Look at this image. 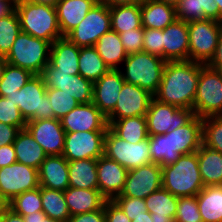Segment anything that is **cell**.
Instances as JSON below:
<instances>
[{
	"label": "cell",
	"mask_w": 222,
	"mask_h": 222,
	"mask_svg": "<svg viewBox=\"0 0 222 222\" xmlns=\"http://www.w3.org/2000/svg\"><path fill=\"white\" fill-rule=\"evenodd\" d=\"M203 65L190 60L167 61L153 98L178 108L193 110L200 69Z\"/></svg>",
	"instance_id": "obj_1"
},
{
	"label": "cell",
	"mask_w": 222,
	"mask_h": 222,
	"mask_svg": "<svg viewBox=\"0 0 222 222\" xmlns=\"http://www.w3.org/2000/svg\"><path fill=\"white\" fill-rule=\"evenodd\" d=\"M161 170L162 188L176 197L196 196L205 187L198 166V151L181 155Z\"/></svg>",
	"instance_id": "obj_2"
},
{
	"label": "cell",
	"mask_w": 222,
	"mask_h": 222,
	"mask_svg": "<svg viewBox=\"0 0 222 222\" xmlns=\"http://www.w3.org/2000/svg\"><path fill=\"white\" fill-rule=\"evenodd\" d=\"M15 11L22 32L44 39L51 44L63 37L55 7L27 1H16Z\"/></svg>",
	"instance_id": "obj_3"
},
{
	"label": "cell",
	"mask_w": 222,
	"mask_h": 222,
	"mask_svg": "<svg viewBox=\"0 0 222 222\" xmlns=\"http://www.w3.org/2000/svg\"><path fill=\"white\" fill-rule=\"evenodd\" d=\"M166 62L162 57L148 52L127 55L119 70L126 83L137 85L154 95L162 80Z\"/></svg>",
	"instance_id": "obj_4"
},
{
	"label": "cell",
	"mask_w": 222,
	"mask_h": 222,
	"mask_svg": "<svg viewBox=\"0 0 222 222\" xmlns=\"http://www.w3.org/2000/svg\"><path fill=\"white\" fill-rule=\"evenodd\" d=\"M50 49V42L21 31L5 60L12 66L41 75L49 63Z\"/></svg>",
	"instance_id": "obj_5"
},
{
	"label": "cell",
	"mask_w": 222,
	"mask_h": 222,
	"mask_svg": "<svg viewBox=\"0 0 222 222\" xmlns=\"http://www.w3.org/2000/svg\"><path fill=\"white\" fill-rule=\"evenodd\" d=\"M45 86L41 75H34L20 90L10 94L7 98L16 105L24 120L51 119L53 109L46 94Z\"/></svg>",
	"instance_id": "obj_6"
},
{
	"label": "cell",
	"mask_w": 222,
	"mask_h": 222,
	"mask_svg": "<svg viewBox=\"0 0 222 222\" xmlns=\"http://www.w3.org/2000/svg\"><path fill=\"white\" fill-rule=\"evenodd\" d=\"M193 112L202 119L222 113V72L208 64L200 69Z\"/></svg>",
	"instance_id": "obj_7"
},
{
	"label": "cell",
	"mask_w": 222,
	"mask_h": 222,
	"mask_svg": "<svg viewBox=\"0 0 222 222\" xmlns=\"http://www.w3.org/2000/svg\"><path fill=\"white\" fill-rule=\"evenodd\" d=\"M188 23L189 60L208 64L214 57L222 22L211 19L194 20Z\"/></svg>",
	"instance_id": "obj_8"
},
{
	"label": "cell",
	"mask_w": 222,
	"mask_h": 222,
	"mask_svg": "<svg viewBox=\"0 0 222 222\" xmlns=\"http://www.w3.org/2000/svg\"><path fill=\"white\" fill-rule=\"evenodd\" d=\"M149 150V136L141 142L130 143L117 136L108 127L104 139V155L128 171L152 163Z\"/></svg>",
	"instance_id": "obj_9"
},
{
	"label": "cell",
	"mask_w": 222,
	"mask_h": 222,
	"mask_svg": "<svg viewBox=\"0 0 222 222\" xmlns=\"http://www.w3.org/2000/svg\"><path fill=\"white\" fill-rule=\"evenodd\" d=\"M111 30L108 5L95 4L83 21L66 37L77 47H92L100 37Z\"/></svg>",
	"instance_id": "obj_10"
},
{
	"label": "cell",
	"mask_w": 222,
	"mask_h": 222,
	"mask_svg": "<svg viewBox=\"0 0 222 222\" xmlns=\"http://www.w3.org/2000/svg\"><path fill=\"white\" fill-rule=\"evenodd\" d=\"M193 116V110L178 108L152 98L146 113L148 136L173 131L186 124Z\"/></svg>",
	"instance_id": "obj_11"
},
{
	"label": "cell",
	"mask_w": 222,
	"mask_h": 222,
	"mask_svg": "<svg viewBox=\"0 0 222 222\" xmlns=\"http://www.w3.org/2000/svg\"><path fill=\"white\" fill-rule=\"evenodd\" d=\"M106 131L66 132L62 155L67 161L98 159L104 155Z\"/></svg>",
	"instance_id": "obj_12"
},
{
	"label": "cell",
	"mask_w": 222,
	"mask_h": 222,
	"mask_svg": "<svg viewBox=\"0 0 222 222\" xmlns=\"http://www.w3.org/2000/svg\"><path fill=\"white\" fill-rule=\"evenodd\" d=\"M39 186L38 169L19 162L0 168V190L8 202Z\"/></svg>",
	"instance_id": "obj_13"
},
{
	"label": "cell",
	"mask_w": 222,
	"mask_h": 222,
	"mask_svg": "<svg viewBox=\"0 0 222 222\" xmlns=\"http://www.w3.org/2000/svg\"><path fill=\"white\" fill-rule=\"evenodd\" d=\"M41 76L47 88H56L73 97L79 104L92 102L93 83L80 74L59 73L50 63Z\"/></svg>",
	"instance_id": "obj_14"
},
{
	"label": "cell",
	"mask_w": 222,
	"mask_h": 222,
	"mask_svg": "<svg viewBox=\"0 0 222 222\" xmlns=\"http://www.w3.org/2000/svg\"><path fill=\"white\" fill-rule=\"evenodd\" d=\"M162 188V170L156 163H148L128 171L124 188L119 196L145 199Z\"/></svg>",
	"instance_id": "obj_15"
},
{
	"label": "cell",
	"mask_w": 222,
	"mask_h": 222,
	"mask_svg": "<svg viewBox=\"0 0 222 222\" xmlns=\"http://www.w3.org/2000/svg\"><path fill=\"white\" fill-rule=\"evenodd\" d=\"M153 95L147 90L124 82L118 101L107 120H119L126 117L146 116Z\"/></svg>",
	"instance_id": "obj_16"
},
{
	"label": "cell",
	"mask_w": 222,
	"mask_h": 222,
	"mask_svg": "<svg viewBox=\"0 0 222 222\" xmlns=\"http://www.w3.org/2000/svg\"><path fill=\"white\" fill-rule=\"evenodd\" d=\"M25 128L42 146L47 156L62 155L66 132L59 119L30 120L27 121Z\"/></svg>",
	"instance_id": "obj_17"
},
{
	"label": "cell",
	"mask_w": 222,
	"mask_h": 222,
	"mask_svg": "<svg viewBox=\"0 0 222 222\" xmlns=\"http://www.w3.org/2000/svg\"><path fill=\"white\" fill-rule=\"evenodd\" d=\"M65 132L107 131L106 116L92 103L79 104L60 119Z\"/></svg>",
	"instance_id": "obj_18"
},
{
	"label": "cell",
	"mask_w": 222,
	"mask_h": 222,
	"mask_svg": "<svg viewBox=\"0 0 222 222\" xmlns=\"http://www.w3.org/2000/svg\"><path fill=\"white\" fill-rule=\"evenodd\" d=\"M171 164L183 154L195 153L202 145V118L194 115L186 124L170 131Z\"/></svg>",
	"instance_id": "obj_19"
},
{
	"label": "cell",
	"mask_w": 222,
	"mask_h": 222,
	"mask_svg": "<svg viewBox=\"0 0 222 222\" xmlns=\"http://www.w3.org/2000/svg\"><path fill=\"white\" fill-rule=\"evenodd\" d=\"M128 170L115 160L102 155L97 159L98 190L106 200L119 196L124 188Z\"/></svg>",
	"instance_id": "obj_20"
},
{
	"label": "cell",
	"mask_w": 222,
	"mask_h": 222,
	"mask_svg": "<svg viewBox=\"0 0 222 222\" xmlns=\"http://www.w3.org/2000/svg\"><path fill=\"white\" fill-rule=\"evenodd\" d=\"M124 82L120 70H109L93 83L92 103L106 117L113 111Z\"/></svg>",
	"instance_id": "obj_21"
},
{
	"label": "cell",
	"mask_w": 222,
	"mask_h": 222,
	"mask_svg": "<svg viewBox=\"0 0 222 222\" xmlns=\"http://www.w3.org/2000/svg\"><path fill=\"white\" fill-rule=\"evenodd\" d=\"M163 59L165 61L189 60L188 23L175 20L163 29Z\"/></svg>",
	"instance_id": "obj_22"
},
{
	"label": "cell",
	"mask_w": 222,
	"mask_h": 222,
	"mask_svg": "<svg viewBox=\"0 0 222 222\" xmlns=\"http://www.w3.org/2000/svg\"><path fill=\"white\" fill-rule=\"evenodd\" d=\"M39 185L65 191L69 187L68 161L63 155L47 156L38 170Z\"/></svg>",
	"instance_id": "obj_23"
},
{
	"label": "cell",
	"mask_w": 222,
	"mask_h": 222,
	"mask_svg": "<svg viewBox=\"0 0 222 222\" xmlns=\"http://www.w3.org/2000/svg\"><path fill=\"white\" fill-rule=\"evenodd\" d=\"M95 4L94 0H60L55 9L62 36L75 29Z\"/></svg>",
	"instance_id": "obj_24"
},
{
	"label": "cell",
	"mask_w": 222,
	"mask_h": 222,
	"mask_svg": "<svg viewBox=\"0 0 222 222\" xmlns=\"http://www.w3.org/2000/svg\"><path fill=\"white\" fill-rule=\"evenodd\" d=\"M80 47H77L67 37L57 39L51 44L49 63L59 73L69 75L79 74Z\"/></svg>",
	"instance_id": "obj_25"
},
{
	"label": "cell",
	"mask_w": 222,
	"mask_h": 222,
	"mask_svg": "<svg viewBox=\"0 0 222 222\" xmlns=\"http://www.w3.org/2000/svg\"><path fill=\"white\" fill-rule=\"evenodd\" d=\"M141 19L144 29L163 30L177 17L174 6L158 0H144L141 3Z\"/></svg>",
	"instance_id": "obj_26"
},
{
	"label": "cell",
	"mask_w": 222,
	"mask_h": 222,
	"mask_svg": "<svg viewBox=\"0 0 222 222\" xmlns=\"http://www.w3.org/2000/svg\"><path fill=\"white\" fill-rule=\"evenodd\" d=\"M64 196L70 216L99 210L106 201L98 189L68 187Z\"/></svg>",
	"instance_id": "obj_27"
},
{
	"label": "cell",
	"mask_w": 222,
	"mask_h": 222,
	"mask_svg": "<svg viewBox=\"0 0 222 222\" xmlns=\"http://www.w3.org/2000/svg\"><path fill=\"white\" fill-rule=\"evenodd\" d=\"M16 160L19 163L33 167L40 168L41 163L47 157L42 146H40L32 137L30 132L24 128L19 131L15 141L13 142Z\"/></svg>",
	"instance_id": "obj_28"
},
{
	"label": "cell",
	"mask_w": 222,
	"mask_h": 222,
	"mask_svg": "<svg viewBox=\"0 0 222 222\" xmlns=\"http://www.w3.org/2000/svg\"><path fill=\"white\" fill-rule=\"evenodd\" d=\"M145 204L148 212L151 213L152 222H174L178 197L166 189L160 188L151 193L145 198Z\"/></svg>",
	"instance_id": "obj_29"
},
{
	"label": "cell",
	"mask_w": 222,
	"mask_h": 222,
	"mask_svg": "<svg viewBox=\"0 0 222 222\" xmlns=\"http://www.w3.org/2000/svg\"><path fill=\"white\" fill-rule=\"evenodd\" d=\"M93 47L110 70H119L128 55L119 34L112 30L100 37Z\"/></svg>",
	"instance_id": "obj_30"
},
{
	"label": "cell",
	"mask_w": 222,
	"mask_h": 222,
	"mask_svg": "<svg viewBox=\"0 0 222 222\" xmlns=\"http://www.w3.org/2000/svg\"><path fill=\"white\" fill-rule=\"evenodd\" d=\"M198 166L204 186L222 185V153L202 144L198 150Z\"/></svg>",
	"instance_id": "obj_31"
},
{
	"label": "cell",
	"mask_w": 222,
	"mask_h": 222,
	"mask_svg": "<svg viewBox=\"0 0 222 222\" xmlns=\"http://www.w3.org/2000/svg\"><path fill=\"white\" fill-rule=\"evenodd\" d=\"M69 187L98 189L97 159L68 161Z\"/></svg>",
	"instance_id": "obj_32"
},
{
	"label": "cell",
	"mask_w": 222,
	"mask_h": 222,
	"mask_svg": "<svg viewBox=\"0 0 222 222\" xmlns=\"http://www.w3.org/2000/svg\"><path fill=\"white\" fill-rule=\"evenodd\" d=\"M196 199L203 222H222V185L205 186Z\"/></svg>",
	"instance_id": "obj_33"
},
{
	"label": "cell",
	"mask_w": 222,
	"mask_h": 222,
	"mask_svg": "<svg viewBox=\"0 0 222 222\" xmlns=\"http://www.w3.org/2000/svg\"><path fill=\"white\" fill-rule=\"evenodd\" d=\"M107 122L108 127L127 142L138 143L148 138L146 116L126 117Z\"/></svg>",
	"instance_id": "obj_34"
},
{
	"label": "cell",
	"mask_w": 222,
	"mask_h": 222,
	"mask_svg": "<svg viewBox=\"0 0 222 222\" xmlns=\"http://www.w3.org/2000/svg\"><path fill=\"white\" fill-rule=\"evenodd\" d=\"M111 30L123 33L142 27L141 4L110 6Z\"/></svg>",
	"instance_id": "obj_35"
},
{
	"label": "cell",
	"mask_w": 222,
	"mask_h": 222,
	"mask_svg": "<svg viewBox=\"0 0 222 222\" xmlns=\"http://www.w3.org/2000/svg\"><path fill=\"white\" fill-rule=\"evenodd\" d=\"M109 70V67L93 46L80 47L79 74L83 78L94 83Z\"/></svg>",
	"instance_id": "obj_36"
},
{
	"label": "cell",
	"mask_w": 222,
	"mask_h": 222,
	"mask_svg": "<svg viewBox=\"0 0 222 222\" xmlns=\"http://www.w3.org/2000/svg\"><path fill=\"white\" fill-rule=\"evenodd\" d=\"M43 212L50 218L67 222L70 212L66 204L64 191L40 186Z\"/></svg>",
	"instance_id": "obj_37"
},
{
	"label": "cell",
	"mask_w": 222,
	"mask_h": 222,
	"mask_svg": "<svg viewBox=\"0 0 222 222\" xmlns=\"http://www.w3.org/2000/svg\"><path fill=\"white\" fill-rule=\"evenodd\" d=\"M34 76L29 70L6 64L0 80V96L7 97L20 90Z\"/></svg>",
	"instance_id": "obj_38"
},
{
	"label": "cell",
	"mask_w": 222,
	"mask_h": 222,
	"mask_svg": "<svg viewBox=\"0 0 222 222\" xmlns=\"http://www.w3.org/2000/svg\"><path fill=\"white\" fill-rule=\"evenodd\" d=\"M21 31L19 18L15 10L0 19V56L6 57L8 55Z\"/></svg>",
	"instance_id": "obj_39"
},
{
	"label": "cell",
	"mask_w": 222,
	"mask_h": 222,
	"mask_svg": "<svg viewBox=\"0 0 222 222\" xmlns=\"http://www.w3.org/2000/svg\"><path fill=\"white\" fill-rule=\"evenodd\" d=\"M9 208L21 216L43 211L40 186L14 197L9 202Z\"/></svg>",
	"instance_id": "obj_40"
},
{
	"label": "cell",
	"mask_w": 222,
	"mask_h": 222,
	"mask_svg": "<svg viewBox=\"0 0 222 222\" xmlns=\"http://www.w3.org/2000/svg\"><path fill=\"white\" fill-rule=\"evenodd\" d=\"M202 144L222 153V118L220 116L202 119Z\"/></svg>",
	"instance_id": "obj_41"
},
{
	"label": "cell",
	"mask_w": 222,
	"mask_h": 222,
	"mask_svg": "<svg viewBox=\"0 0 222 222\" xmlns=\"http://www.w3.org/2000/svg\"><path fill=\"white\" fill-rule=\"evenodd\" d=\"M149 145L152 163L161 167L171 164L170 131L166 134L149 136Z\"/></svg>",
	"instance_id": "obj_42"
},
{
	"label": "cell",
	"mask_w": 222,
	"mask_h": 222,
	"mask_svg": "<svg viewBox=\"0 0 222 222\" xmlns=\"http://www.w3.org/2000/svg\"><path fill=\"white\" fill-rule=\"evenodd\" d=\"M46 94L53 109L55 119H61L70 113L79 103L67 93L56 88H47Z\"/></svg>",
	"instance_id": "obj_43"
},
{
	"label": "cell",
	"mask_w": 222,
	"mask_h": 222,
	"mask_svg": "<svg viewBox=\"0 0 222 222\" xmlns=\"http://www.w3.org/2000/svg\"><path fill=\"white\" fill-rule=\"evenodd\" d=\"M174 222H203L196 196L178 197L177 212Z\"/></svg>",
	"instance_id": "obj_44"
},
{
	"label": "cell",
	"mask_w": 222,
	"mask_h": 222,
	"mask_svg": "<svg viewBox=\"0 0 222 222\" xmlns=\"http://www.w3.org/2000/svg\"><path fill=\"white\" fill-rule=\"evenodd\" d=\"M0 122L16 126L20 129L26 127V121L22 117L19 108L7 97L0 96Z\"/></svg>",
	"instance_id": "obj_45"
},
{
	"label": "cell",
	"mask_w": 222,
	"mask_h": 222,
	"mask_svg": "<svg viewBox=\"0 0 222 222\" xmlns=\"http://www.w3.org/2000/svg\"><path fill=\"white\" fill-rule=\"evenodd\" d=\"M176 17L180 21L189 22L204 20V11L199 10L198 0H180L175 6Z\"/></svg>",
	"instance_id": "obj_46"
},
{
	"label": "cell",
	"mask_w": 222,
	"mask_h": 222,
	"mask_svg": "<svg viewBox=\"0 0 222 222\" xmlns=\"http://www.w3.org/2000/svg\"><path fill=\"white\" fill-rule=\"evenodd\" d=\"M113 201L122 209V211L132 221L133 217H138L148 212L145 199L134 197H115Z\"/></svg>",
	"instance_id": "obj_47"
},
{
	"label": "cell",
	"mask_w": 222,
	"mask_h": 222,
	"mask_svg": "<svg viewBox=\"0 0 222 222\" xmlns=\"http://www.w3.org/2000/svg\"><path fill=\"white\" fill-rule=\"evenodd\" d=\"M163 30L144 29L143 51L163 58Z\"/></svg>",
	"instance_id": "obj_48"
},
{
	"label": "cell",
	"mask_w": 222,
	"mask_h": 222,
	"mask_svg": "<svg viewBox=\"0 0 222 222\" xmlns=\"http://www.w3.org/2000/svg\"><path fill=\"white\" fill-rule=\"evenodd\" d=\"M119 36L128 55L143 51V27L119 33Z\"/></svg>",
	"instance_id": "obj_49"
},
{
	"label": "cell",
	"mask_w": 222,
	"mask_h": 222,
	"mask_svg": "<svg viewBox=\"0 0 222 222\" xmlns=\"http://www.w3.org/2000/svg\"><path fill=\"white\" fill-rule=\"evenodd\" d=\"M105 222H131V220L113 200H106Z\"/></svg>",
	"instance_id": "obj_50"
},
{
	"label": "cell",
	"mask_w": 222,
	"mask_h": 222,
	"mask_svg": "<svg viewBox=\"0 0 222 222\" xmlns=\"http://www.w3.org/2000/svg\"><path fill=\"white\" fill-rule=\"evenodd\" d=\"M67 222H105V203L99 210L70 216Z\"/></svg>",
	"instance_id": "obj_51"
},
{
	"label": "cell",
	"mask_w": 222,
	"mask_h": 222,
	"mask_svg": "<svg viewBox=\"0 0 222 222\" xmlns=\"http://www.w3.org/2000/svg\"><path fill=\"white\" fill-rule=\"evenodd\" d=\"M20 130L21 129L16 126L0 122V147L13 144Z\"/></svg>",
	"instance_id": "obj_52"
},
{
	"label": "cell",
	"mask_w": 222,
	"mask_h": 222,
	"mask_svg": "<svg viewBox=\"0 0 222 222\" xmlns=\"http://www.w3.org/2000/svg\"><path fill=\"white\" fill-rule=\"evenodd\" d=\"M199 10L204 11L205 19L219 22V8L214 0H198Z\"/></svg>",
	"instance_id": "obj_53"
},
{
	"label": "cell",
	"mask_w": 222,
	"mask_h": 222,
	"mask_svg": "<svg viewBox=\"0 0 222 222\" xmlns=\"http://www.w3.org/2000/svg\"><path fill=\"white\" fill-rule=\"evenodd\" d=\"M17 162L13 144L0 147V168Z\"/></svg>",
	"instance_id": "obj_54"
},
{
	"label": "cell",
	"mask_w": 222,
	"mask_h": 222,
	"mask_svg": "<svg viewBox=\"0 0 222 222\" xmlns=\"http://www.w3.org/2000/svg\"><path fill=\"white\" fill-rule=\"evenodd\" d=\"M208 65L222 72V31L218 39V44H217L215 55L211 59V61L208 63Z\"/></svg>",
	"instance_id": "obj_55"
},
{
	"label": "cell",
	"mask_w": 222,
	"mask_h": 222,
	"mask_svg": "<svg viewBox=\"0 0 222 222\" xmlns=\"http://www.w3.org/2000/svg\"><path fill=\"white\" fill-rule=\"evenodd\" d=\"M15 2L16 0H0V19L15 10Z\"/></svg>",
	"instance_id": "obj_56"
},
{
	"label": "cell",
	"mask_w": 222,
	"mask_h": 222,
	"mask_svg": "<svg viewBox=\"0 0 222 222\" xmlns=\"http://www.w3.org/2000/svg\"><path fill=\"white\" fill-rule=\"evenodd\" d=\"M3 222H24L23 216L14 213L10 208L0 213Z\"/></svg>",
	"instance_id": "obj_57"
},
{
	"label": "cell",
	"mask_w": 222,
	"mask_h": 222,
	"mask_svg": "<svg viewBox=\"0 0 222 222\" xmlns=\"http://www.w3.org/2000/svg\"><path fill=\"white\" fill-rule=\"evenodd\" d=\"M144 0H110V6L141 4Z\"/></svg>",
	"instance_id": "obj_58"
},
{
	"label": "cell",
	"mask_w": 222,
	"mask_h": 222,
	"mask_svg": "<svg viewBox=\"0 0 222 222\" xmlns=\"http://www.w3.org/2000/svg\"><path fill=\"white\" fill-rule=\"evenodd\" d=\"M16 1H27L34 4H43L55 7L60 0H16Z\"/></svg>",
	"instance_id": "obj_59"
},
{
	"label": "cell",
	"mask_w": 222,
	"mask_h": 222,
	"mask_svg": "<svg viewBox=\"0 0 222 222\" xmlns=\"http://www.w3.org/2000/svg\"><path fill=\"white\" fill-rule=\"evenodd\" d=\"M24 222H40V212H32L23 216Z\"/></svg>",
	"instance_id": "obj_60"
},
{
	"label": "cell",
	"mask_w": 222,
	"mask_h": 222,
	"mask_svg": "<svg viewBox=\"0 0 222 222\" xmlns=\"http://www.w3.org/2000/svg\"><path fill=\"white\" fill-rule=\"evenodd\" d=\"M131 222H152L151 213L145 212L143 215L133 217V220Z\"/></svg>",
	"instance_id": "obj_61"
},
{
	"label": "cell",
	"mask_w": 222,
	"mask_h": 222,
	"mask_svg": "<svg viewBox=\"0 0 222 222\" xmlns=\"http://www.w3.org/2000/svg\"><path fill=\"white\" fill-rule=\"evenodd\" d=\"M9 208V202L7 199L2 195L1 190H0V213L3 212L4 210Z\"/></svg>",
	"instance_id": "obj_62"
},
{
	"label": "cell",
	"mask_w": 222,
	"mask_h": 222,
	"mask_svg": "<svg viewBox=\"0 0 222 222\" xmlns=\"http://www.w3.org/2000/svg\"><path fill=\"white\" fill-rule=\"evenodd\" d=\"M40 222H65V221L52 219L48 217L43 211H40Z\"/></svg>",
	"instance_id": "obj_63"
},
{
	"label": "cell",
	"mask_w": 222,
	"mask_h": 222,
	"mask_svg": "<svg viewBox=\"0 0 222 222\" xmlns=\"http://www.w3.org/2000/svg\"><path fill=\"white\" fill-rule=\"evenodd\" d=\"M6 64L7 62L5 60V57L0 56V80L3 76V72H4Z\"/></svg>",
	"instance_id": "obj_64"
},
{
	"label": "cell",
	"mask_w": 222,
	"mask_h": 222,
	"mask_svg": "<svg viewBox=\"0 0 222 222\" xmlns=\"http://www.w3.org/2000/svg\"><path fill=\"white\" fill-rule=\"evenodd\" d=\"M219 8V22H222V0H214Z\"/></svg>",
	"instance_id": "obj_65"
},
{
	"label": "cell",
	"mask_w": 222,
	"mask_h": 222,
	"mask_svg": "<svg viewBox=\"0 0 222 222\" xmlns=\"http://www.w3.org/2000/svg\"><path fill=\"white\" fill-rule=\"evenodd\" d=\"M158 1L164 2L166 4H169L175 7L180 0H158Z\"/></svg>",
	"instance_id": "obj_66"
},
{
	"label": "cell",
	"mask_w": 222,
	"mask_h": 222,
	"mask_svg": "<svg viewBox=\"0 0 222 222\" xmlns=\"http://www.w3.org/2000/svg\"><path fill=\"white\" fill-rule=\"evenodd\" d=\"M96 4H104L110 7V0H94Z\"/></svg>",
	"instance_id": "obj_67"
}]
</instances>
